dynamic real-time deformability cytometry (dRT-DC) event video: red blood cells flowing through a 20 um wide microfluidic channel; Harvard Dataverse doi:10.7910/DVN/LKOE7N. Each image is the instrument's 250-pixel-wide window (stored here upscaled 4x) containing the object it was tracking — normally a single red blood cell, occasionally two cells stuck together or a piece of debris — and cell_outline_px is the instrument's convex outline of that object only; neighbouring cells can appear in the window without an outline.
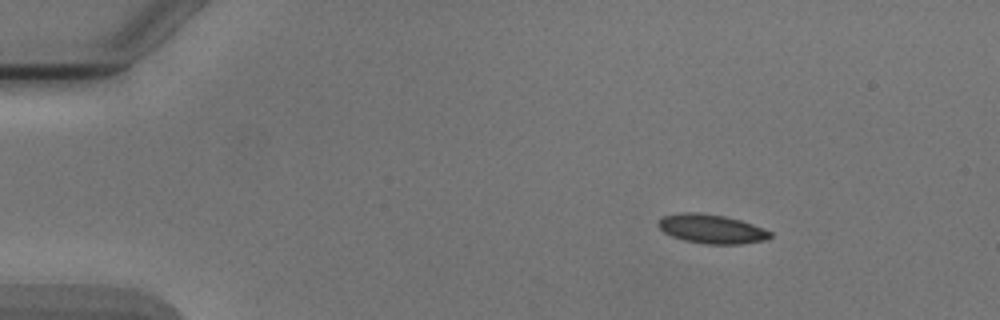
{"species": "Egyptian fruit bat (a non-hibernating species)", "species_latin": "Rousettus aegyptiacus", "temperature_condition": "cold", "stored_images_in_passage": 5, "camera_frame_rate_fps": 3000, "um_per_image_px": 0.085, "animal": {"sex": "male"}, "frame": {"image": 1, "passage_image": 2, "time_ms": 1.333, "image_size_px": [1000, 320], "cell_outline_px": [[772, 236], [764, 240], [740, 244], [704, 244], [684, 240], [672, 236], [664, 232], [656, 224], [664, 216], [680, 212], [700, 212], [724, 216], [740, 220], [752, 224], [772, 232]], "centroid_in_image_um": [60.47, 19.45], "position_along_channel_um": 24.5, "area_um2": 18.9}}
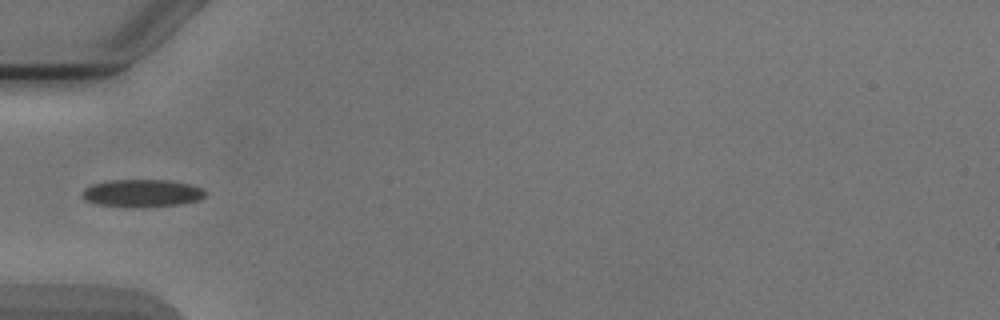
{"frame": {"image": 2, "passage_image": 5, "time_ms": 4.667, "image_size_px": [1000, 320], "cell_outline_px": [[208, 192], [200, 200], [180, 204], [140, 208], [136, 208], [100, 204], [84, 200], [80, 196], [80, 192], [84, 188], [92, 184], [112, 180], [168, 180], [188, 184], [204, 188]], "centroid_in_image_um": [12.07, 16.43], "position_along_channel_um": 72.9, "area_um2": 20.06}}